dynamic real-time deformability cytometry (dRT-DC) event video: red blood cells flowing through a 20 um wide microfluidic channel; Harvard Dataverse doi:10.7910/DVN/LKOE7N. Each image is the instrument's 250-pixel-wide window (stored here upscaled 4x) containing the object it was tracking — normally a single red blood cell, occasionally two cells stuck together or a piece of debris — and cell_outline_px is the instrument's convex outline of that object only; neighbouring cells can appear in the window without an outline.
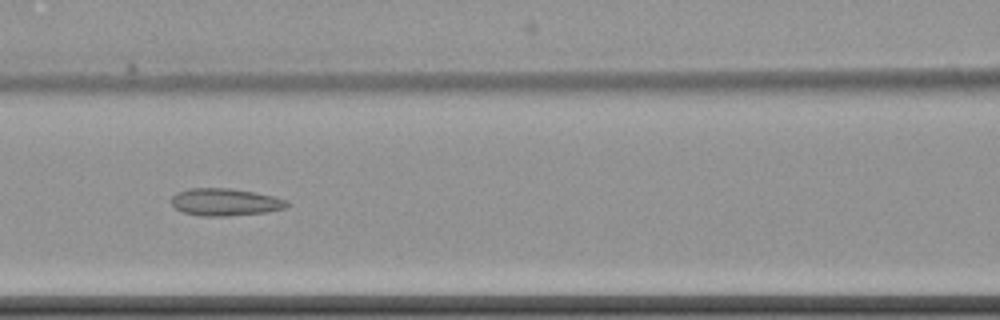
{"species": "common noctule bat (a hibernating species)", "species_latin": "Nyctalus noctula", "temperature_condition": "cold", "stored_images_in_passage": 14, "camera_frame_rate_fps": 3000, "um_per_image_px": 0.085, "animal": {"sex": "female", "body_mass_g": 22.7, "forearm_length_mm": 54.2}, "frame": {"image": 1, "passage_image": 8, "time_ms": 9.333, "image_size_px": [1000, 320], "cell_outline_px": [[288, 204], [284, 208], [264, 212], [228, 216], [200, 216], [184, 212], [176, 208], [172, 204], [172, 196], [176, 192], [188, 188], [232, 188], [272, 196], [288, 200]], "centroid_in_image_um": [19.1, 17.17], "position_along_channel_um": 147.5, "area_um2": 18.26}}
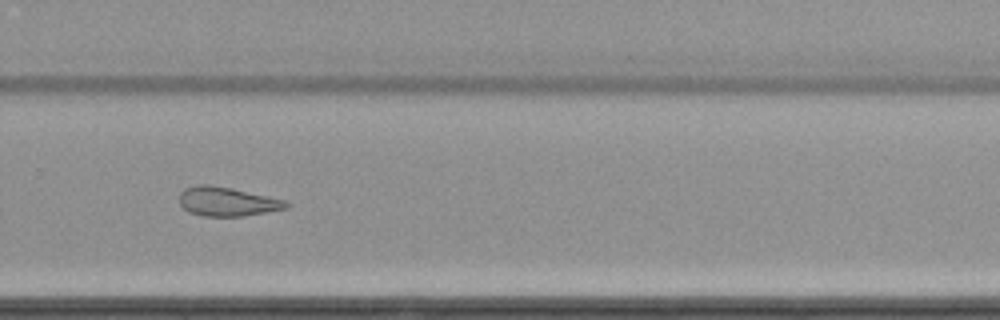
{"frame": {"image": 2, "passage_image": 12, "time_ms": 14.0, "image_size_px": [1000, 320], "cell_outline_px": [[292, 204], [288, 208], [244, 216], [204, 216], [188, 212], [180, 204], [180, 192], [184, 188], [196, 184], [208, 184], [232, 188], [284, 200]], "centroid_in_image_um": [19.29, 17.13], "position_along_channel_um": 310.5, "area_um2": 18.15}}
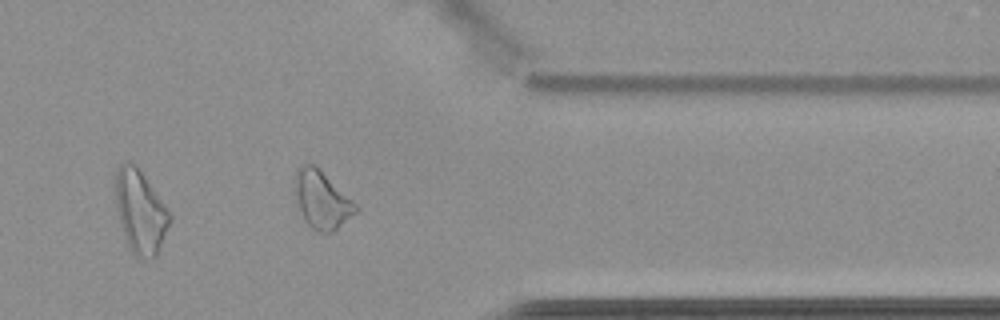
{"frame": {"image": 3, "passage_image": 14, "time_ms": 16.333, "image_size_px": [1000, 320], "cell_outline_px": [[360, 208], [356, 212], [332, 232], [316, 232], [304, 220], [296, 208], [292, 192], [292, 180], [296, 168], [300, 164], [316, 164], [360, 204]], "centroid_in_image_um": [27.31, 16.92], "position_along_channel_um": 384.1, "area_um2": 21.85}, "authors_computed_cell_mechanics": {"area_um2": 21.3282, "velocity_mm_per_s": 3.493, "shape_relaxation_time_tau1_ms": 3.307, "shape_relaxation_time_tau2_ms": 5.2169, "deformation_change_tau1": 0.1534, "deformation_change_tau2": 0.1434}}